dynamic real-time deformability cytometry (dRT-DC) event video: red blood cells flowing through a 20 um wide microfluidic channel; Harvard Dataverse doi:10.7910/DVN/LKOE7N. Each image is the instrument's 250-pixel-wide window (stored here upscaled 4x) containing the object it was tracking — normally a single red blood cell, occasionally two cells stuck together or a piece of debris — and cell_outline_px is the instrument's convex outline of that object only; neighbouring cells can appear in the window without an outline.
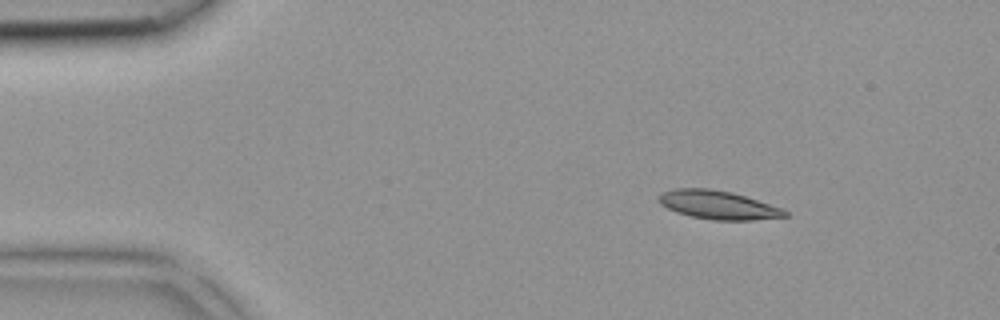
{"species": "common noctule bat (a hibernating species)", "species_latin": "Nyctalus noctula", "temperature_condition": "room temperature", "stored_images_in_passage": 40, "camera_frame_rate_fps": 3000, "um_per_image_px": 0.085, "animal": {"sex": "female", "body_mass_g": 18.4}, "frame": {"image": 1, "passage_image": 5, "time_ms": 1.333, "image_size_px": [1000, 320], "cell_outline_px": [[788, 216], [752, 220], [712, 220], [692, 216], [676, 212], [660, 204], [656, 200], [656, 196], [660, 192], [676, 188], [708, 188], [732, 192], [784, 208], [788, 212]], "centroid_in_image_um": [61.01, 17.41], "position_along_channel_um": 24.0, "area_um2": 21.21}}
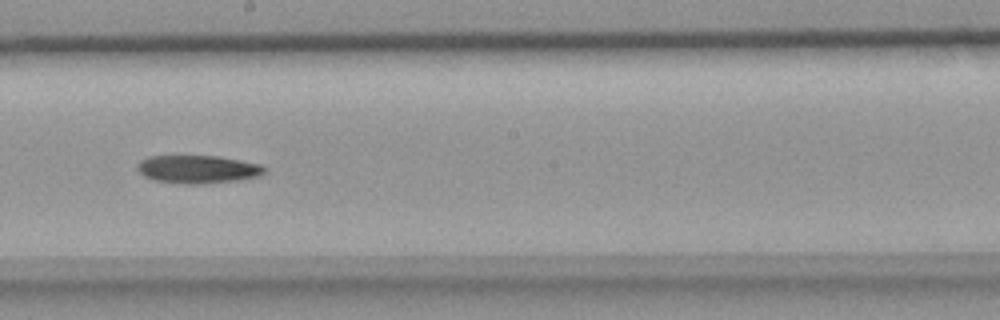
{"frame": {"image": 2, "passage_image": 22, "time_ms": 7.0, "image_size_px": [1000, 320], "cell_outline_px": [[264, 172], [256, 176], [240, 180], [200, 184], [188, 184], [156, 180], [144, 176], [136, 168], [136, 164], [140, 160], [148, 156], [216, 156], [240, 160], [260, 164], [264, 168]], "centroid_in_image_um": [16.77, 14.38], "position_along_channel_um": 231.4, "area_um2": 20.58}}
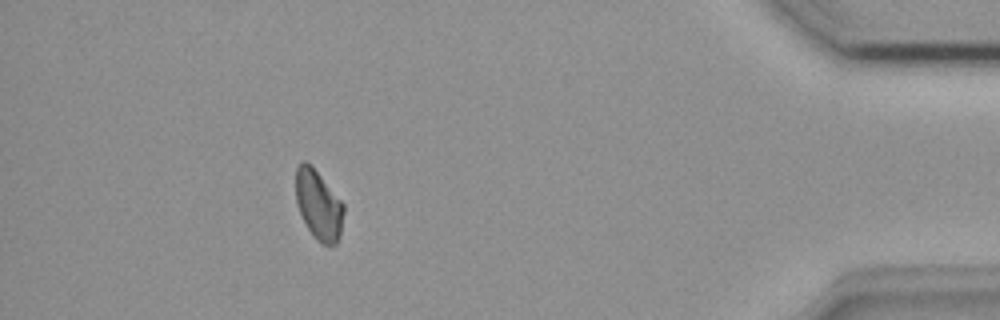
{"frame": {"image": 3, "passage_image": 36, "time_ms": 11.667, "image_size_px": [1000, 320], "cell_outline_px": [[344, 212], [340, 236], [336, 244], [320, 244], [316, 240], [308, 228], [296, 204], [296, 168], [300, 160], [304, 160], [312, 164], [344, 204]], "centroid_in_image_um": [27.07, 17.38], "position_along_channel_um": 408.1, "area_um2": 19.59}}